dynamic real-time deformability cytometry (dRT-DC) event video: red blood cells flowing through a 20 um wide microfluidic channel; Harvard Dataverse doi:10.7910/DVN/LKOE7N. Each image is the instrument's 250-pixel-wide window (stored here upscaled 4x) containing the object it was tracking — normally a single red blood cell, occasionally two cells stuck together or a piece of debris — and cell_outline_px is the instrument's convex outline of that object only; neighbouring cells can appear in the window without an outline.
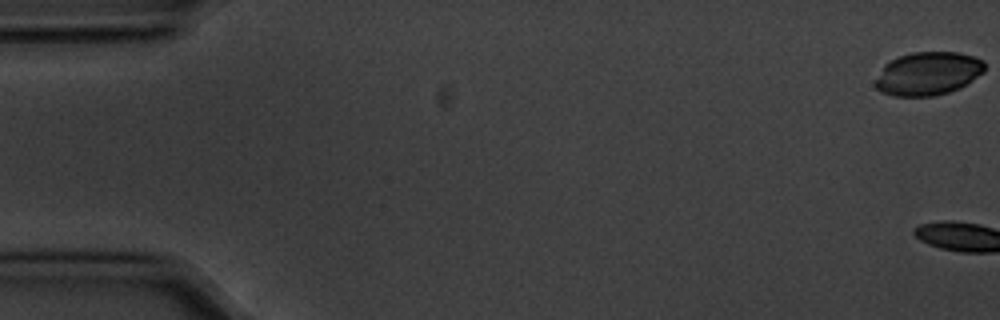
{"species": "common noctule bat (a hibernating species)", "species_latin": "Nyctalus noctula", "temperature_condition": "cold", "stored_images_in_passage": 3, "camera_frame_rate_fps": 3000, "um_per_image_px": 0.085, "animal": {"sex": "male", "body_mass_g": 20.1, "forearm_length_mm": 53.5}, "frame": {"image": 1, "passage_image": 1, "time_ms": 0.0, "image_size_px": [1000, 320], "cell_outline_px": [[984, 72], [968, 84], [960, 88], [936, 96], [892, 96], [880, 92], [876, 88], [876, 80], [884, 64], [900, 56], [912, 52], [956, 52], [976, 56], [984, 60]], "centroid_in_image_um": [78.91, 6.26], "position_along_channel_um": 6.1, "area_um2": 27.74}}